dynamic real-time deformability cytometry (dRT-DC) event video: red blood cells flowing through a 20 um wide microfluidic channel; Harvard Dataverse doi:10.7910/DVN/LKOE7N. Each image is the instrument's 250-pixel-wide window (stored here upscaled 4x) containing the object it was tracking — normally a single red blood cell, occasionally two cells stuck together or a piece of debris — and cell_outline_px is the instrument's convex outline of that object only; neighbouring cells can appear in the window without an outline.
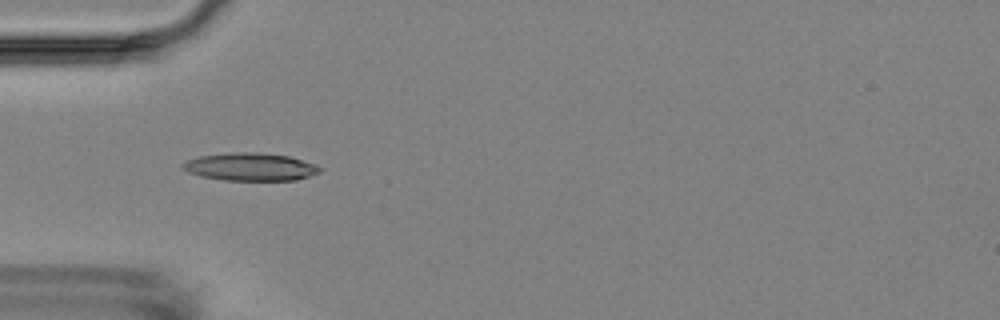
{"species": "Egyptian fruit bat (a non-hibernating species)", "species_latin": "Rousettus aegyptiacus", "temperature_condition": "room temperature", "stored_images_in_passage": 6, "camera_frame_rate_fps": 3000, "um_per_image_px": 0.085, "animal": {"sex": "female"}, "frame": {"image": 1, "passage_image": 6, "time_ms": 5.667, "image_size_px": [1000, 320], "cell_outline_px": [[320, 172], [296, 180], [224, 180], [200, 176], [188, 172], [180, 168], [180, 164], [188, 160], [200, 156], [236, 152], [256, 152], [288, 156], [312, 164], [320, 168]], "centroid_in_image_um": [21.21, 14.18], "position_along_channel_um": 63.8, "area_um2": 21.91}}